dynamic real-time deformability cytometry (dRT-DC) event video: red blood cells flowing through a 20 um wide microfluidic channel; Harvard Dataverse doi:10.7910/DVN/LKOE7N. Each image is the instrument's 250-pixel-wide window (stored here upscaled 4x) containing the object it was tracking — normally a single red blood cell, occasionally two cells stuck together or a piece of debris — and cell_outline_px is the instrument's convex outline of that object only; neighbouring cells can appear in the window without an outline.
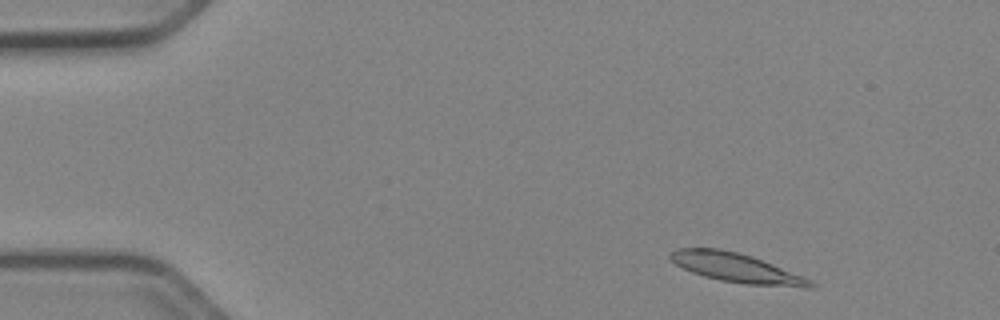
{"species": "Egyptian fruit bat (a non-hibernating species)", "species_latin": "Rousettus aegyptiacus", "temperature_condition": "cold", "stored_images_in_passage": 13, "camera_frame_rate_fps": 3000, "um_per_image_px": 0.085, "animal": {"sex": "female"}, "frame": {"image": 1, "passage_image": 4, "time_ms": 1.0, "image_size_px": [1000, 320], "cell_outline_px": [[816, 288], [804, 288], [744, 284], [720, 280], [704, 276], [692, 272], [676, 264], [668, 256], [672, 252], [680, 248], [720, 248], [740, 252], [752, 256], [804, 276], [812, 280], [816, 284]], "centroid_in_image_um": [62.68, 22.78], "position_along_channel_um": 22.3, "area_um2": 23.99}}